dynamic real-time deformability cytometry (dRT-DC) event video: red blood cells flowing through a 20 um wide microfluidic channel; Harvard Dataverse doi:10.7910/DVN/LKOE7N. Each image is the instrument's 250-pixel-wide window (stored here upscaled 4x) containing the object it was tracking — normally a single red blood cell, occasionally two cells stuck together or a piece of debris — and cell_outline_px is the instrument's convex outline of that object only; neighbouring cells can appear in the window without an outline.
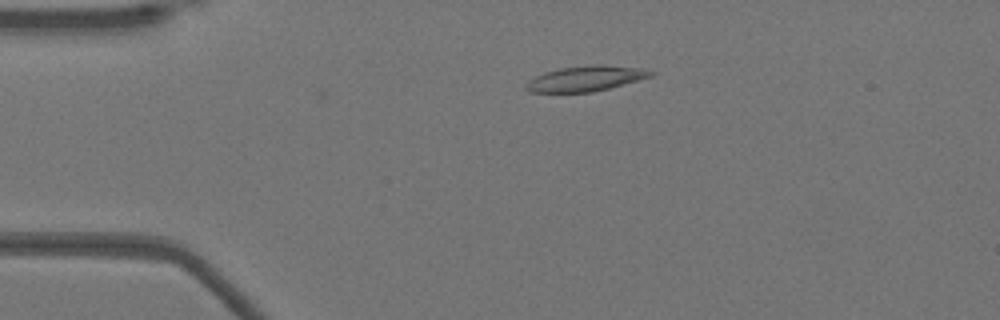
{"species": "Egyptian fruit bat (a non-hibernating species)", "species_latin": "Rousettus aegyptiacus", "temperature_condition": "warm", "stored_images_in_passage": 43, "camera_frame_rate_fps": 3000, "um_per_image_px": 0.085, "animal": {"sex": "female"}, "frame": {"image": 1, "passage_image": 2, "time_ms": 0.333, "image_size_px": [1000, 320], "cell_outline_px": [[656, 72], [652, 76], [608, 88], [592, 92], [528, 92], [524, 88], [524, 84], [528, 80], [544, 72], [560, 68], [640, 68]], "centroid_in_image_um": [49.65, 6.75], "position_along_channel_um": 35.4, "area_um2": 17.11}}
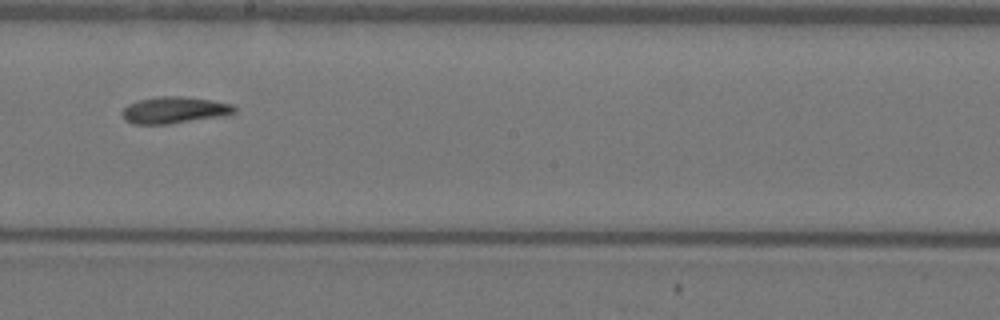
{"frame": {"image": 2, "passage_image": 20, "time_ms": 6.333, "image_size_px": [1000, 320], "cell_outline_px": [[236, 112], [220, 116], [168, 124], [132, 124], [124, 120], [120, 112], [128, 104], [140, 100], [160, 96], [184, 96], [232, 104], [236, 108]], "centroid_in_image_um": [14.76, 9.36], "position_along_channel_um": 233.4, "area_um2": 17.28}}
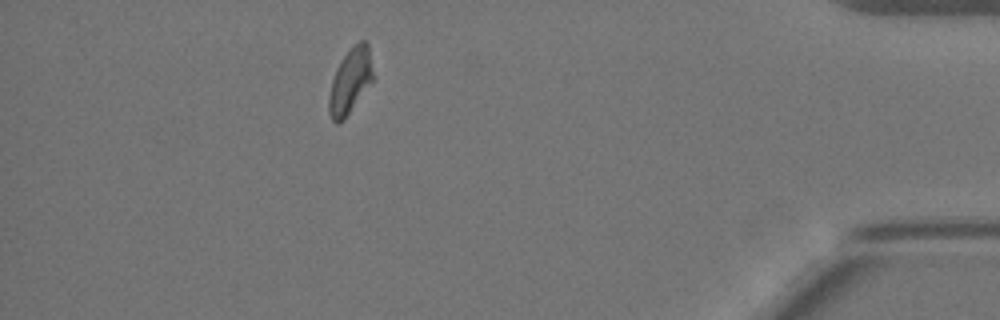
{"frame": {"image": 3, "passage_image": 37, "time_ms": 12.0, "image_size_px": [1000, 320], "cell_outline_px": [[372, 80], [344, 120], [336, 124], [332, 120], [328, 112], [328, 96], [332, 80], [344, 56], [360, 40], [364, 40], [368, 44], [372, 72]], "centroid_in_image_um": [29.73, 6.94], "position_along_channel_um": 405.5, "area_um2": 16.13}, "authors_computed_cell_mechanics": {"area_um2": 17.1666, "velocity_mm_per_s": 3.918, "shape_relaxation_time_tau1_ms": null, "shape_relaxation_time_tau2_ms": 8.3153, "deformation_change_tau1": null, "deformation_change_tau2": 0.1445}}